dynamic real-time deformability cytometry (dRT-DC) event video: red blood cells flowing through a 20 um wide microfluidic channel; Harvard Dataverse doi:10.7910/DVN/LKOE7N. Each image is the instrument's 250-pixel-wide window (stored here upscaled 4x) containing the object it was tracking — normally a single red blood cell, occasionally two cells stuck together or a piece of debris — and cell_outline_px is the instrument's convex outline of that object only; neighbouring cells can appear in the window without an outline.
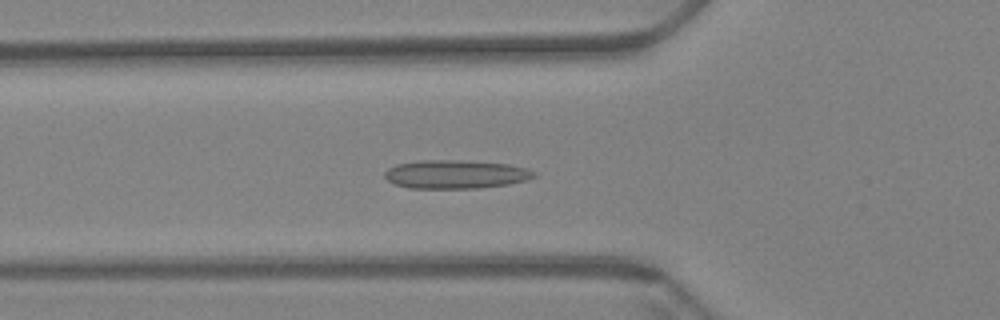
{"species": "Egyptian fruit bat (a non-hibernating species)", "species_latin": "Rousettus aegyptiacus", "temperature_condition": "warm", "stored_images_in_passage": 61, "camera_frame_rate_fps": 3000, "um_per_image_px": 0.085, "animal": {"sex": "female"}, "frame": {"image": 1, "passage_image": 22, "time_ms": 7.0, "image_size_px": [1000, 320], "cell_outline_px": [[536, 176], [524, 180], [508, 184], [476, 188], [408, 188], [396, 184], [388, 180], [384, 176], [384, 172], [388, 168], [396, 164], [424, 160], [460, 160], [508, 164], [524, 168], [536, 172]], "centroid_in_image_um": [38.69, 14.81], "position_along_channel_um": 87.1, "area_um2": 24.62}}
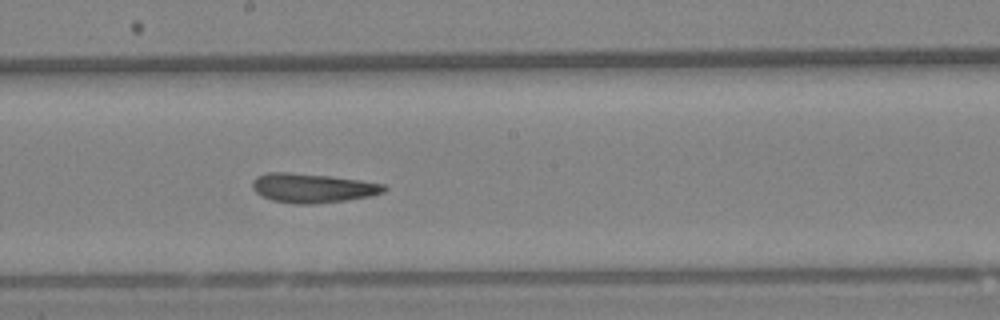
{"frame": {"image": 2, "passage_image": 34, "time_ms": 11.0, "image_size_px": [1000, 320], "cell_outline_px": [[388, 188], [384, 192], [372, 196], [344, 200], [312, 204], [292, 204], [272, 200], [260, 196], [252, 188], [252, 184], [256, 176], [268, 172], [288, 172], [328, 176], [360, 180], [384, 184]], "centroid_in_image_um": [26.55, 15.98], "position_along_channel_um": 221.6, "area_um2": 22.48}}
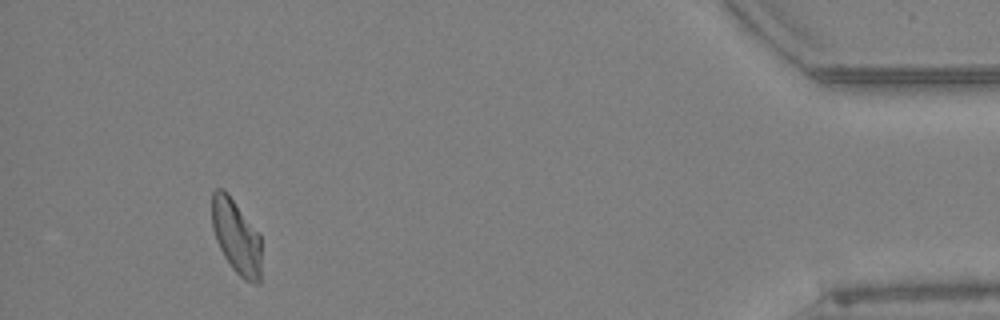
{"frame": {"image": 3, "passage_image": 57, "time_ms": 18.667, "image_size_px": [1000, 320], "cell_outline_px": [[260, 284], [256, 284], [244, 280], [232, 268], [224, 256], [216, 240], [212, 228], [212, 192], [216, 188], [224, 188], [260, 236]], "centroid_in_image_um": [20.06, 20.12], "position_along_channel_um": 415.1, "area_um2": 21.15}, "authors_computed_cell_mechanics": {"area_um2": 22.3686, "velocity_mm_per_s": 3.3747, "shape_relaxation_time_tau1_ms": null, "shape_relaxation_time_tau2_ms": 2.8891, "deformation_change_tau1": null, "deformation_change_tau2": 0.1016}}